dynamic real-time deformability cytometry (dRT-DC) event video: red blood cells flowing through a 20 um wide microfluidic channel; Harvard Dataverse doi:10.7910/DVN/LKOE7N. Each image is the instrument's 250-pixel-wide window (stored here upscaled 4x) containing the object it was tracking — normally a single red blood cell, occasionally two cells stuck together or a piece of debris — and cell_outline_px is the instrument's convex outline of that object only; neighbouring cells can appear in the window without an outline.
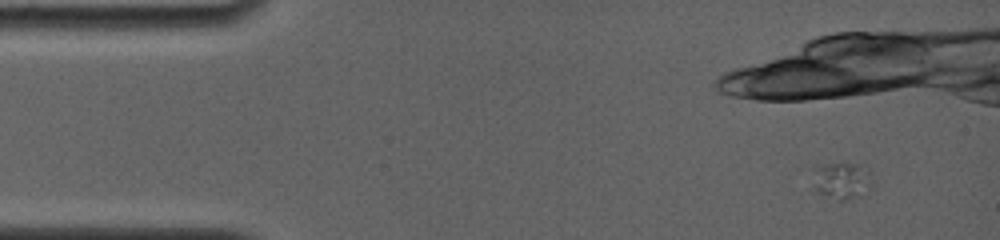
{"species": "common noctule bat (a hibernating species)", "species_latin": "Nyctalus noctula", "temperature_condition": "room temperature", "stored_images_in_passage": 4, "camera_frame_rate_fps": 4000, "um_per_image_px": 0.085, "animal": {"sex": "female", "body_mass_g": 19.0, "forearm_length_mm": 56.7}, "frame": {"image": 1, "passage_image": 1, "time_ms": 0.0, "image_size_px": [1000, 240], "cell_outline_px": [[872, 188], [864, 196], [848, 200], [840, 200], [824, 196], [812, 188], [816, 168], [824, 164], [856, 164], [868, 168]], "centroid_in_image_um": [71.59, 15.4], "position_along_channel_um": 13.4, "area_um2": 12.89}}